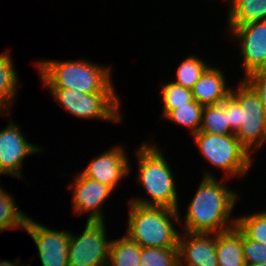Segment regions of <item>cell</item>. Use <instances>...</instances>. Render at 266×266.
Here are the masks:
<instances>
[{"label": "cell", "instance_id": "cell-8", "mask_svg": "<svg viewBox=\"0 0 266 266\" xmlns=\"http://www.w3.org/2000/svg\"><path fill=\"white\" fill-rule=\"evenodd\" d=\"M105 222L86 221L81 234L70 231L68 266H108L112 240Z\"/></svg>", "mask_w": 266, "mask_h": 266}, {"label": "cell", "instance_id": "cell-24", "mask_svg": "<svg viewBox=\"0 0 266 266\" xmlns=\"http://www.w3.org/2000/svg\"><path fill=\"white\" fill-rule=\"evenodd\" d=\"M159 89H161V102L163 104L161 118L170 110L176 109V106H182L194 100L191 89L185 88L173 81L164 83Z\"/></svg>", "mask_w": 266, "mask_h": 266}, {"label": "cell", "instance_id": "cell-16", "mask_svg": "<svg viewBox=\"0 0 266 266\" xmlns=\"http://www.w3.org/2000/svg\"><path fill=\"white\" fill-rule=\"evenodd\" d=\"M6 50L0 54V116L12 114L16 95L20 92L19 75L15 68L14 59Z\"/></svg>", "mask_w": 266, "mask_h": 266}, {"label": "cell", "instance_id": "cell-3", "mask_svg": "<svg viewBox=\"0 0 266 266\" xmlns=\"http://www.w3.org/2000/svg\"><path fill=\"white\" fill-rule=\"evenodd\" d=\"M90 60L46 59L35 62L40 82L46 88L73 89L83 93H117L112 68Z\"/></svg>", "mask_w": 266, "mask_h": 266}, {"label": "cell", "instance_id": "cell-11", "mask_svg": "<svg viewBox=\"0 0 266 266\" xmlns=\"http://www.w3.org/2000/svg\"><path fill=\"white\" fill-rule=\"evenodd\" d=\"M73 182L68 185L72 191V209L80 216L87 214L86 221H105L104 206L112 196L113 190L99 181L84 176L80 171L74 175Z\"/></svg>", "mask_w": 266, "mask_h": 266}, {"label": "cell", "instance_id": "cell-18", "mask_svg": "<svg viewBox=\"0 0 266 266\" xmlns=\"http://www.w3.org/2000/svg\"><path fill=\"white\" fill-rule=\"evenodd\" d=\"M228 6L227 26L266 20V0H231Z\"/></svg>", "mask_w": 266, "mask_h": 266}, {"label": "cell", "instance_id": "cell-29", "mask_svg": "<svg viewBox=\"0 0 266 266\" xmlns=\"http://www.w3.org/2000/svg\"><path fill=\"white\" fill-rule=\"evenodd\" d=\"M225 114L227 115L231 130L236 133L241 126L240 104L231 95L225 99Z\"/></svg>", "mask_w": 266, "mask_h": 266}, {"label": "cell", "instance_id": "cell-1", "mask_svg": "<svg viewBox=\"0 0 266 266\" xmlns=\"http://www.w3.org/2000/svg\"><path fill=\"white\" fill-rule=\"evenodd\" d=\"M217 178L209 170L203 173L187 213L182 217L179 211L182 232L217 234L236 226L233 211L240 193L225 184L227 178Z\"/></svg>", "mask_w": 266, "mask_h": 266}, {"label": "cell", "instance_id": "cell-22", "mask_svg": "<svg viewBox=\"0 0 266 266\" xmlns=\"http://www.w3.org/2000/svg\"><path fill=\"white\" fill-rule=\"evenodd\" d=\"M199 132L219 135L235 134L225 114V100L221 104L204 106Z\"/></svg>", "mask_w": 266, "mask_h": 266}, {"label": "cell", "instance_id": "cell-6", "mask_svg": "<svg viewBox=\"0 0 266 266\" xmlns=\"http://www.w3.org/2000/svg\"><path fill=\"white\" fill-rule=\"evenodd\" d=\"M53 100L69 115L79 119L100 120L119 124L123 120L120 113L121 98L117 93H83L73 89L45 88Z\"/></svg>", "mask_w": 266, "mask_h": 266}, {"label": "cell", "instance_id": "cell-21", "mask_svg": "<svg viewBox=\"0 0 266 266\" xmlns=\"http://www.w3.org/2000/svg\"><path fill=\"white\" fill-rule=\"evenodd\" d=\"M204 105L198 104L195 100L182 106H176V109L170 110L161 120L165 119L174 124L188 128L192 136L200 131L201 118Z\"/></svg>", "mask_w": 266, "mask_h": 266}, {"label": "cell", "instance_id": "cell-9", "mask_svg": "<svg viewBox=\"0 0 266 266\" xmlns=\"http://www.w3.org/2000/svg\"><path fill=\"white\" fill-rule=\"evenodd\" d=\"M9 116L8 125L4 129L0 130V176L10 175L15 178H22V163L29 157V155H37L42 150L43 146L37 145V143H29L26 138V134L22 133L18 123H15ZM13 120V121H12ZM25 158V159H24Z\"/></svg>", "mask_w": 266, "mask_h": 266}, {"label": "cell", "instance_id": "cell-12", "mask_svg": "<svg viewBox=\"0 0 266 266\" xmlns=\"http://www.w3.org/2000/svg\"><path fill=\"white\" fill-rule=\"evenodd\" d=\"M24 230L34 241L42 266H68L69 230L50 229L31 217Z\"/></svg>", "mask_w": 266, "mask_h": 266}, {"label": "cell", "instance_id": "cell-2", "mask_svg": "<svg viewBox=\"0 0 266 266\" xmlns=\"http://www.w3.org/2000/svg\"><path fill=\"white\" fill-rule=\"evenodd\" d=\"M144 141L135 151L138 166V184L143 187L148 197H132L128 202L143 206H166L180 210L178 185L175 180L173 169L165 153L157 142ZM150 142V143H149ZM164 153V154H163Z\"/></svg>", "mask_w": 266, "mask_h": 266}, {"label": "cell", "instance_id": "cell-17", "mask_svg": "<svg viewBox=\"0 0 266 266\" xmlns=\"http://www.w3.org/2000/svg\"><path fill=\"white\" fill-rule=\"evenodd\" d=\"M216 257L219 266H246L242 230L237 225L228 231L216 234Z\"/></svg>", "mask_w": 266, "mask_h": 266}, {"label": "cell", "instance_id": "cell-15", "mask_svg": "<svg viewBox=\"0 0 266 266\" xmlns=\"http://www.w3.org/2000/svg\"><path fill=\"white\" fill-rule=\"evenodd\" d=\"M226 81L223 69L210 65L192 87L193 99L204 106L221 104L232 89Z\"/></svg>", "mask_w": 266, "mask_h": 266}, {"label": "cell", "instance_id": "cell-4", "mask_svg": "<svg viewBox=\"0 0 266 266\" xmlns=\"http://www.w3.org/2000/svg\"><path fill=\"white\" fill-rule=\"evenodd\" d=\"M127 205L128 225L124 234L129 239L141 247L177 248L180 231L174 225L180 227L178 209L131 202Z\"/></svg>", "mask_w": 266, "mask_h": 266}, {"label": "cell", "instance_id": "cell-31", "mask_svg": "<svg viewBox=\"0 0 266 266\" xmlns=\"http://www.w3.org/2000/svg\"><path fill=\"white\" fill-rule=\"evenodd\" d=\"M246 266H266V263H261V264H246Z\"/></svg>", "mask_w": 266, "mask_h": 266}, {"label": "cell", "instance_id": "cell-28", "mask_svg": "<svg viewBox=\"0 0 266 266\" xmlns=\"http://www.w3.org/2000/svg\"><path fill=\"white\" fill-rule=\"evenodd\" d=\"M259 95L266 111V68L252 72L244 79Z\"/></svg>", "mask_w": 266, "mask_h": 266}, {"label": "cell", "instance_id": "cell-26", "mask_svg": "<svg viewBox=\"0 0 266 266\" xmlns=\"http://www.w3.org/2000/svg\"><path fill=\"white\" fill-rule=\"evenodd\" d=\"M140 266H179L178 248L141 247Z\"/></svg>", "mask_w": 266, "mask_h": 266}, {"label": "cell", "instance_id": "cell-7", "mask_svg": "<svg viewBox=\"0 0 266 266\" xmlns=\"http://www.w3.org/2000/svg\"><path fill=\"white\" fill-rule=\"evenodd\" d=\"M230 95L240 104L241 126L235 136L254 157L266 143V111L259 95L244 79L232 86Z\"/></svg>", "mask_w": 266, "mask_h": 266}, {"label": "cell", "instance_id": "cell-19", "mask_svg": "<svg viewBox=\"0 0 266 266\" xmlns=\"http://www.w3.org/2000/svg\"><path fill=\"white\" fill-rule=\"evenodd\" d=\"M141 246L125 234L113 239L110 245L108 266H140Z\"/></svg>", "mask_w": 266, "mask_h": 266}, {"label": "cell", "instance_id": "cell-23", "mask_svg": "<svg viewBox=\"0 0 266 266\" xmlns=\"http://www.w3.org/2000/svg\"><path fill=\"white\" fill-rule=\"evenodd\" d=\"M202 57L191 55L181 60V63L176 67L174 83L185 88L192 89L195 83L199 80L204 71L210 66Z\"/></svg>", "mask_w": 266, "mask_h": 266}, {"label": "cell", "instance_id": "cell-14", "mask_svg": "<svg viewBox=\"0 0 266 266\" xmlns=\"http://www.w3.org/2000/svg\"><path fill=\"white\" fill-rule=\"evenodd\" d=\"M177 248L179 266H219L216 234L181 231Z\"/></svg>", "mask_w": 266, "mask_h": 266}, {"label": "cell", "instance_id": "cell-20", "mask_svg": "<svg viewBox=\"0 0 266 266\" xmlns=\"http://www.w3.org/2000/svg\"><path fill=\"white\" fill-rule=\"evenodd\" d=\"M15 199L0 185V232L26 227L29 214L19 209Z\"/></svg>", "mask_w": 266, "mask_h": 266}, {"label": "cell", "instance_id": "cell-30", "mask_svg": "<svg viewBox=\"0 0 266 266\" xmlns=\"http://www.w3.org/2000/svg\"><path fill=\"white\" fill-rule=\"evenodd\" d=\"M17 262H13V261H8V260H0V266H24V264H21L22 262H20L21 260L17 259ZM25 266H31V265H25Z\"/></svg>", "mask_w": 266, "mask_h": 266}, {"label": "cell", "instance_id": "cell-13", "mask_svg": "<svg viewBox=\"0 0 266 266\" xmlns=\"http://www.w3.org/2000/svg\"><path fill=\"white\" fill-rule=\"evenodd\" d=\"M119 144L110 146L108 150L93 157L82 171L84 176L107 185L113 191L121 184L125 177H130V165L126 148Z\"/></svg>", "mask_w": 266, "mask_h": 266}, {"label": "cell", "instance_id": "cell-25", "mask_svg": "<svg viewBox=\"0 0 266 266\" xmlns=\"http://www.w3.org/2000/svg\"><path fill=\"white\" fill-rule=\"evenodd\" d=\"M236 225L250 239L266 244V209L237 216Z\"/></svg>", "mask_w": 266, "mask_h": 266}, {"label": "cell", "instance_id": "cell-10", "mask_svg": "<svg viewBox=\"0 0 266 266\" xmlns=\"http://www.w3.org/2000/svg\"><path fill=\"white\" fill-rule=\"evenodd\" d=\"M230 38L239 42L243 77L266 68V20L251 22L242 26H227Z\"/></svg>", "mask_w": 266, "mask_h": 266}, {"label": "cell", "instance_id": "cell-5", "mask_svg": "<svg viewBox=\"0 0 266 266\" xmlns=\"http://www.w3.org/2000/svg\"><path fill=\"white\" fill-rule=\"evenodd\" d=\"M191 137L204 161L220 171L224 178L244 177L253 167L254 157L235 134L219 135L198 132Z\"/></svg>", "mask_w": 266, "mask_h": 266}, {"label": "cell", "instance_id": "cell-27", "mask_svg": "<svg viewBox=\"0 0 266 266\" xmlns=\"http://www.w3.org/2000/svg\"><path fill=\"white\" fill-rule=\"evenodd\" d=\"M242 246L246 264L266 263V244L250 239L242 231Z\"/></svg>", "mask_w": 266, "mask_h": 266}]
</instances>
